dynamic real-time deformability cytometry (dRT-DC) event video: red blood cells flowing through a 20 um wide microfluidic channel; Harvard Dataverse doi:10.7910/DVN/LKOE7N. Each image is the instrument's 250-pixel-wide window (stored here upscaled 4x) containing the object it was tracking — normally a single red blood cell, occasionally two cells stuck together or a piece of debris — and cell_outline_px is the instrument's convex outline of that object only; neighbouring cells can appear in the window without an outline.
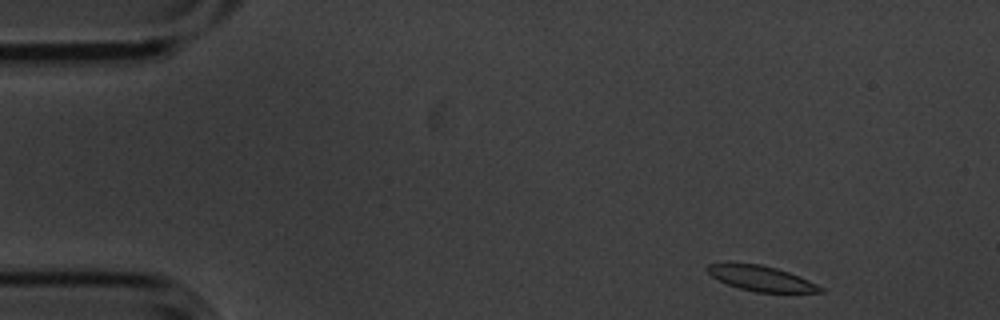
{"species": "common noctule bat (a hibernating species)", "species_latin": "Nyctalus noctula", "temperature_condition": "cold", "stored_images_in_passage": 26, "camera_frame_rate_fps": 3000, "um_per_image_px": 0.085, "animal": {"sex": "male", "body_mass_g": 20.1, "forearm_length_mm": 53.5}, "frame": {"image": 1, "passage_image": 1, "time_ms": 0.0, "image_size_px": [1000, 320], "cell_outline_px": [[824, 292], [756, 292], [740, 288], [728, 284], [712, 276], [704, 268], [708, 264], [728, 260], [732, 260], [760, 264], [776, 268], [788, 272], [808, 280], [824, 288]], "centroid_in_image_um": [64.6, 23.61], "position_along_channel_um": 20.4, "area_um2": 16.94}}
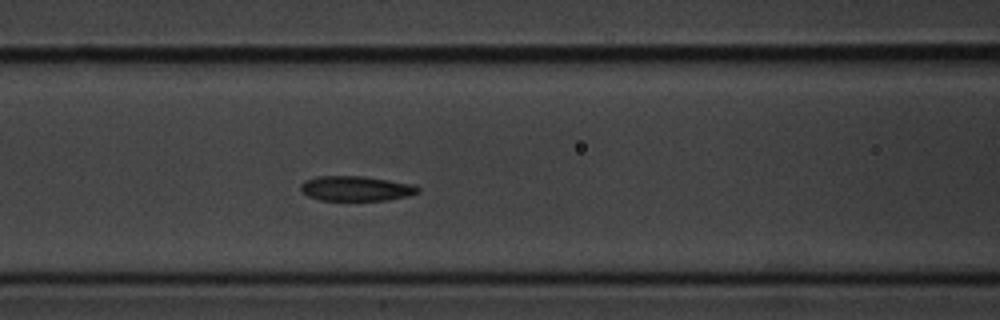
{"frame": {"image": 2, "passage_image": 18, "time_ms": 5.667, "image_size_px": [1000, 320], "cell_outline_px": [[420, 192], [408, 196], [388, 200], [320, 200], [308, 196], [300, 188], [300, 184], [304, 180], [320, 176], [364, 176], [412, 184], [420, 188]], "centroid_in_image_um": [30.27, 16.02], "position_along_channel_um": 136.3, "area_um2": 16.99}}
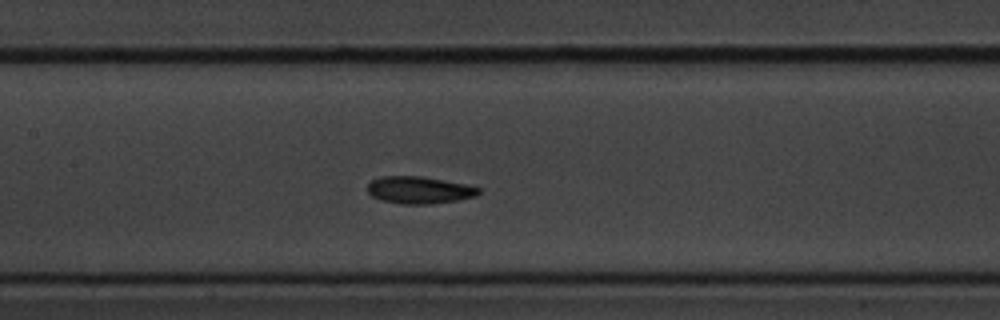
{"frame": {"image": 3, "passage_image": 21, "time_ms": 6.667, "image_size_px": [1000, 320], "cell_outline_px": [[480, 192], [476, 196], [456, 200], [432, 204], [400, 204], [380, 200], [372, 196], [368, 192], [368, 184], [372, 180], [380, 176], [424, 176], [464, 184], [480, 188]], "centroid_in_image_um": [35.61, 16.15], "position_along_channel_um": 171.8, "area_um2": 17.63}}